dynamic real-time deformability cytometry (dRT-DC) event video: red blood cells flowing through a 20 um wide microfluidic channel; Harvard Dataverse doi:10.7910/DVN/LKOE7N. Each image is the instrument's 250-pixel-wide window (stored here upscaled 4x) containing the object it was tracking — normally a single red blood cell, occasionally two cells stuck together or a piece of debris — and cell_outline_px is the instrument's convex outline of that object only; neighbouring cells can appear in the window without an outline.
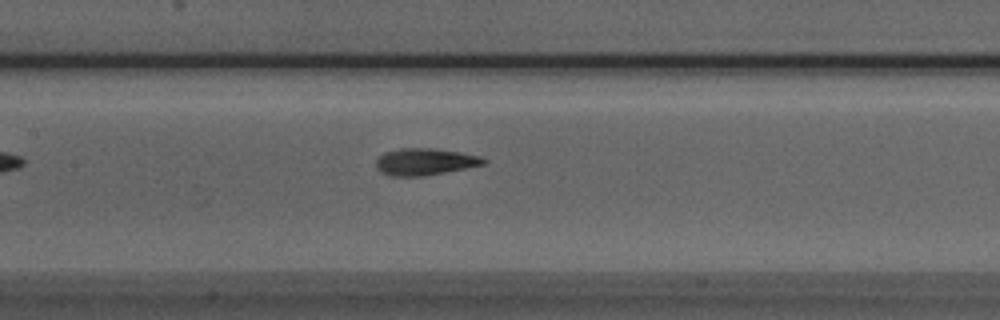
{"species": "Egyptian fruit bat (a non-hibernating species)", "species_latin": "Rousettus aegyptiacus", "temperature_condition": "room temperature", "stored_images_in_passage": 39, "camera_frame_rate_fps": 3000, "um_per_image_px": 0.085, "animal": {"sex": "male"}, "frame": {"image": 1, "passage_image": 11, "time_ms": 3.333, "image_size_px": [1000, 320], "cell_outline_px": [[488, 160], [484, 164], [424, 176], [392, 176], [380, 172], [376, 168], [376, 160], [384, 152], [400, 148], [436, 148], [460, 152], [480, 156]], "centroid_in_image_um": [36.09, 13.74], "position_along_channel_um": 171.3, "area_um2": 16.82}}
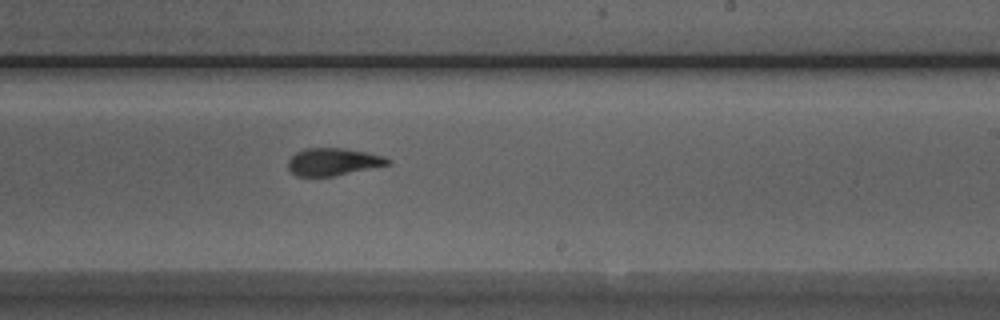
{"frame": {"image": 2, "passage_image": 18, "time_ms": 5.667, "image_size_px": [1000, 320], "cell_outline_px": [[392, 164], [332, 176], [296, 176], [288, 168], [288, 160], [296, 152], [304, 148], [344, 148], [384, 156], [392, 160]], "centroid_in_image_um": [28.32, 13.75], "position_along_channel_um": 260.7, "area_um2": 15.9}}
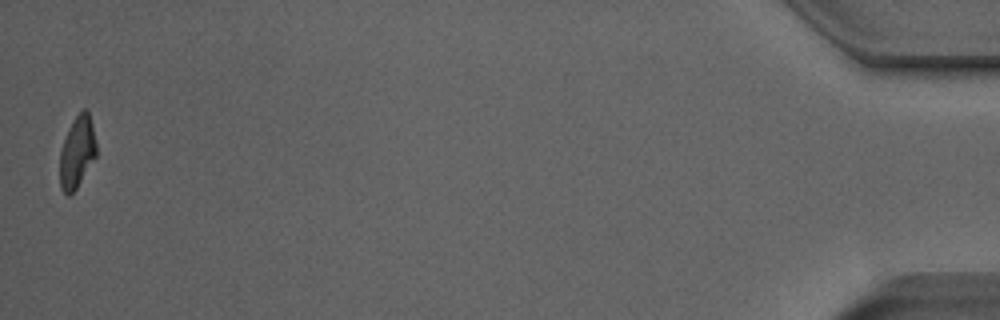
{"frame": {"image": 3, "passage_image": 39, "time_ms": 12.667, "image_size_px": [1000, 320], "cell_outline_px": [[96, 156], [76, 188], [68, 196], [60, 188], [60, 148], [68, 128], [76, 116], [84, 108], [88, 112], [92, 124], [96, 144]], "centroid_in_image_um": [6.53, 12.93], "position_along_channel_um": 428.7, "area_um2": 15.09}, "authors_computed_cell_mechanics": {"area_um2": 16.473, "velocity_mm_per_s": 3.8433, "shape_relaxation_time_tau1_ms": 4.984, "shape_relaxation_time_tau2_ms": 1.9456, "deformation_change_tau1": 0.1727, "deformation_change_tau2": 0.093}}